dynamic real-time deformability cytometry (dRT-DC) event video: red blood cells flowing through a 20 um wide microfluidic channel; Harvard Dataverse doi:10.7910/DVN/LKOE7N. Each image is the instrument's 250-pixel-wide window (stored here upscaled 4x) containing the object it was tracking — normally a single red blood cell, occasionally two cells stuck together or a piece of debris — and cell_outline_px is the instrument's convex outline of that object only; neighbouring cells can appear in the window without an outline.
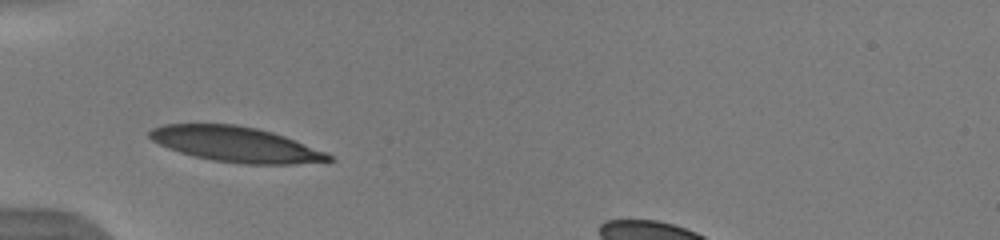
{"species": "human", "species_latin": "Homo sapiens", "temperature_condition": "warm", "stored_images_in_passage": 35, "camera_frame_rate_fps": 3000, "um_per_image_px": 0.085, "donor": {"sex": "male"}, "frame": {"image": 1, "passage_image": 1, "time_ms": 0.0, "image_size_px": [1000, 240], "cell_outline_px": [[336, 160], [296, 164], [244, 164], [212, 160], [192, 156], [168, 148], [152, 140], [148, 136], [148, 132], [152, 128], [164, 124], [236, 124], [256, 128], [272, 132], [284, 136], [328, 152]], "centroid_in_image_um": [20.06, 12.27], "position_along_channel_um": 64.9, "area_um2": 36.88}}
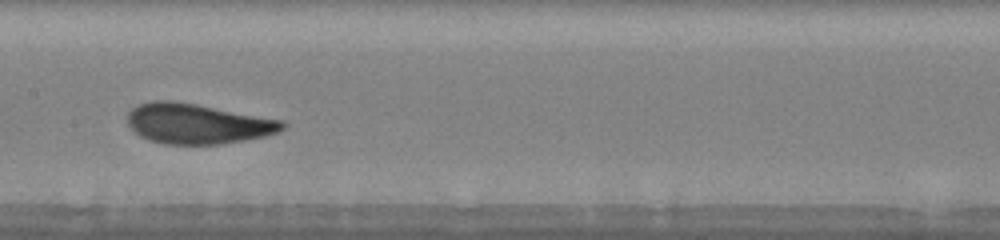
{"frame": {"image": 2, "passage_image": 11, "time_ms": 3.333, "image_size_px": [1000, 240], "cell_outline_px": [[288, 124], [284, 128], [276, 132], [264, 136], [244, 140], [220, 144], [164, 144], [148, 140], [140, 136], [128, 124], [128, 112], [136, 104], [152, 100], [172, 100], [196, 104], [284, 120]], "centroid_in_image_um": [16.77, 10.5], "position_along_channel_um": 190.6, "area_um2": 36.36}}
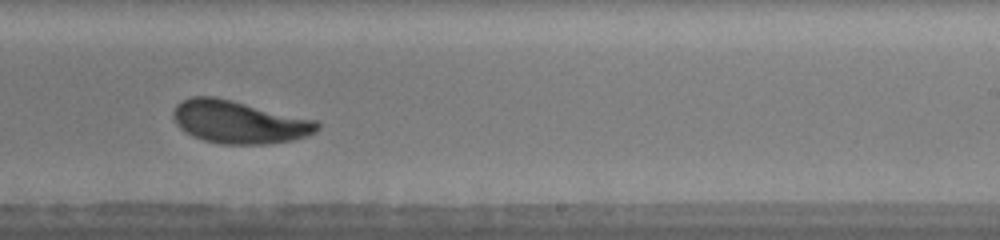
{"frame": {"image": 3, "passage_image": 17, "time_ms": 5.333, "image_size_px": [1000, 240], "cell_outline_px": [[320, 128], [316, 132], [308, 136], [292, 140], [264, 144], [220, 144], [204, 140], [192, 136], [180, 128], [176, 124], [172, 116], [172, 112], [176, 104], [192, 96], [216, 96], [316, 120], [320, 124]], "centroid_in_image_um": [20.31, 10.37], "position_along_channel_um": 268.7, "area_um2": 36.01}}